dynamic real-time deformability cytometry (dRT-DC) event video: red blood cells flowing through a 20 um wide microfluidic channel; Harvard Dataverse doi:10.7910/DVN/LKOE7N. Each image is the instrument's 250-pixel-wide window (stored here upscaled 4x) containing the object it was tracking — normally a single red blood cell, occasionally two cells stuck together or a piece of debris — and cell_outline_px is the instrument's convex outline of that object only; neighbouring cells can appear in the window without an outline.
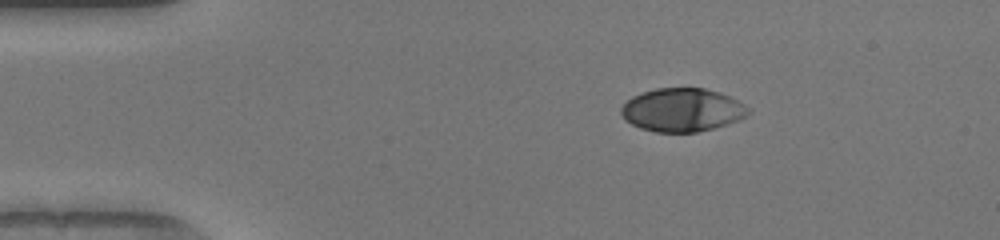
{"species": "human", "species_latin": "Homo sapiens", "temperature_condition": "warm", "stored_images_in_passage": 43, "camera_frame_rate_fps": 3000, "um_per_image_px": 0.085, "donor": {"sex": "female"}, "frame": {"image": 1, "passage_image": 1, "time_ms": 0.0, "image_size_px": [1000, 240], "cell_outline_px": [[752, 112], [748, 116], [728, 124], [696, 132], [656, 132], [640, 128], [624, 120], [620, 112], [620, 108], [632, 96], [656, 88], [704, 88], [720, 92], [744, 104]], "centroid_in_image_um": [57.99, 9.35], "position_along_channel_um": 27.0, "area_um2": 32.14}}
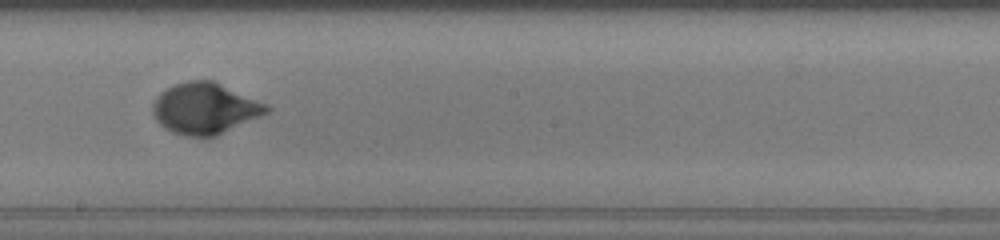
{"frame": {"image": 2, "passage_image": 21, "time_ms": 6.667, "image_size_px": [1000, 240], "cell_outline_px": [[272, 108], [268, 112], [260, 116], [216, 136], [188, 136], [172, 132], [164, 128], [156, 120], [152, 112], [152, 104], [156, 96], [160, 92], [176, 84], [188, 80], [212, 80], [268, 104]], "centroid_in_image_um": [17.41, 9.21], "position_along_channel_um": 230.8, "area_um2": 33.81}}
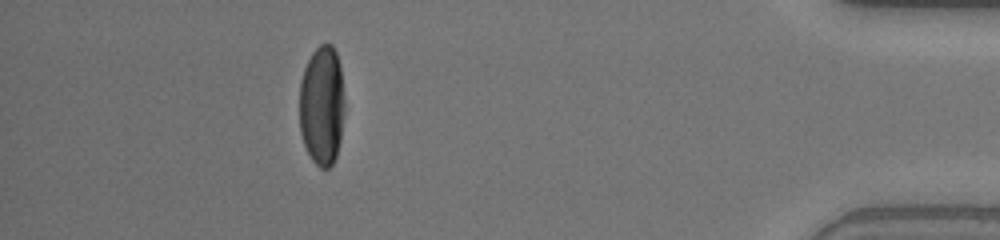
{"frame": {"image": 3, "passage_image": 38, "time_ms": 12.333, "image_size_px": [1000, 240], "cell_outline_px": [[344, 112], [340, 140], [336, 156], [332, 164], [328, 168], [320, 168], [312, 160], [304, 144], [300, 132], [300, 80], [304, 68], [312, 52], [320, 44], [332, 44], [336, 52], [340, 64], [344, 100]], "centroid_in_image_um": [27.36, 8.95], "position_along_channel_um": 407.8, "area_um2": 31.67}, "authors_computed_cell_mechanics": {"area_um2": 32.1946, "velocity_mm_per_s": 4.0938, "shape_relaxation_time_tau1_ms": 2.768, "shape_relaxation_time_tau2_ms": null, "deformation_change_tau1": 0.2025, "deformation_change_tau2": null}}